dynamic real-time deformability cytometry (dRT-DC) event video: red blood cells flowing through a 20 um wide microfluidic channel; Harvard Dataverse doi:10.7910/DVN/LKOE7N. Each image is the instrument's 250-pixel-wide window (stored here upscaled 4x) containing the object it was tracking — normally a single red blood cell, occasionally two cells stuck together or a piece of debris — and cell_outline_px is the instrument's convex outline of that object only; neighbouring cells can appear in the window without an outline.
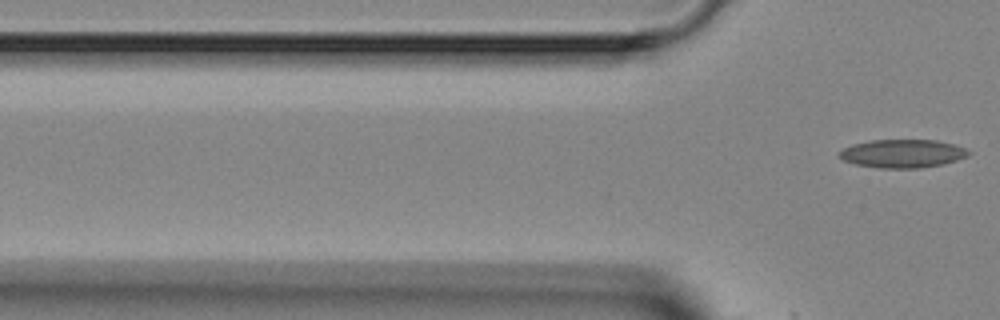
{"species": "Egyptian fruit bat (a non-hibernating species)", "species_latin": "Rousettus aegyptiacus", "temperature_condition": "room temperature", "stored_images_in_passage": 4, "camera_frame_rate_fps": 3000, "um_per_image_px": 0.085, "animal": {"sex": "female"}, "frame": {"image": 1, "passage_image": 4, "time_ms": 4.333, "image_size_px": [1000, 320], "cell_outline_px": [[972, 152], [968, 156], [944, 164], [920, 168], [880, 168], [856, 164], [844, 160], [836, 156], [844, 148], [852, 144], [872, 140], [936, 140], [968, 148]], "centroid_in_image_um": [76.74, 13.05], "position_along_channel_um": 49.1, "area_um2": 21.39}}